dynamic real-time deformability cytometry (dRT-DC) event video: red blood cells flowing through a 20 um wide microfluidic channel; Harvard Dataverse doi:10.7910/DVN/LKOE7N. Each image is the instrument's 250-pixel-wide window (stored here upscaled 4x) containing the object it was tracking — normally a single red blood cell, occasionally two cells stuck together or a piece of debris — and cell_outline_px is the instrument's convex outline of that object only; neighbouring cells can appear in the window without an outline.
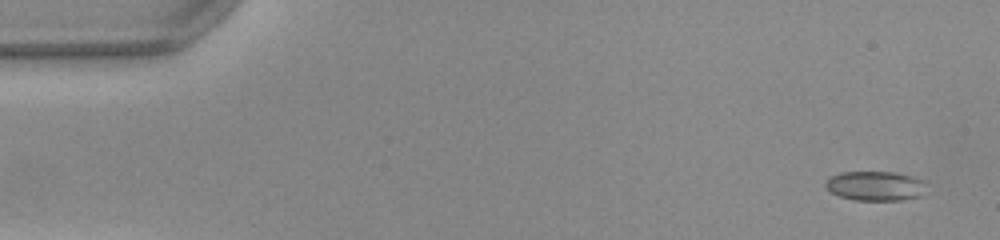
{"species": "common noctule bat (a hibernating species)", "species_latin": "Nyctalus noctula", "temperature_condition": "warm", "stored_images_in_passage": 51, "camera_frame_rate_fps": 3000, "um_per_image_px": 0.085, "animal": {"sex": "female", "body_mass_g": 22.0, "forearm_length_mm": 56.7}, "frame": {"image": 1, "passage_image": 3, "time_ms": 0.667, "image_size_px": [1000, 240], "cell_outline_px": [[924, 180], [920, 196], [900, 200], [852, 200], [840, 196], [824, 188], [824, 184], [832, 176], [840, 172], [896, 172], [912, 176]], "centroid_in_image_um": [74.35, 15.8], "position_along_channel_um": 10.6, "area_um2": 17.17}}
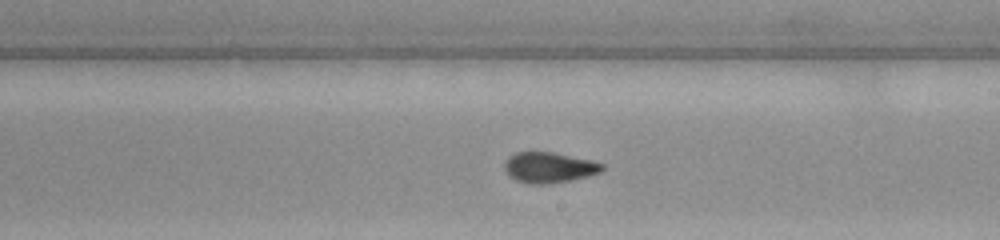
{"frame": {"image": 2, "passage_image": 30, "time_ms": 9.667, "image_size_px": [1000, 240], "cell_outline_px": [[604, 168], [600, 172], [588, 176], [572, 180], [548, 184], [528, 184], [516, 180], [508, 176], [504, 168], [504, 164], [508, 156], [516, 152], [552, 152], [592, 160], [604, 164]], "centroid_in_image_um": [46.65, 14.24], "position_along_channel_um": 242.3, "area_um2": 17.57}}
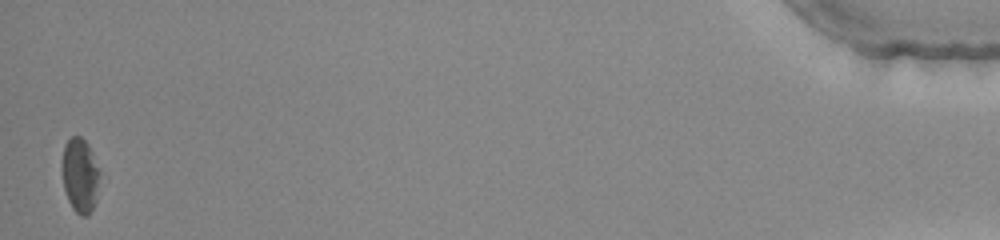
{"frame": {"image": 3, "passage_image": 51, "time_ms": 16.667, "image_size_px": [1000, 240], "cell_outline_px": [[100, 172], [96, 200], [88, 216], [80, 216], [72, 208], [68, 200], [64, 188], [64, 144], [72, 136], [80, 136], [88, 144], [92, 152]], "centroid_in_image_um": [6.84, 14.92], "position_along_channel_um": 428.4, "area_um2": 15.95}, "authors_computed_cell_mechanics": {"area_um2": 17.4556, "velocity_mm_per_s": 4.0132, "shape_relaxation_time_tau1_ms": 11.0661, "shape_relaxation_time_tau2_ms": 1.5853, "deformation_change_tau1": 0.2182, "deformation_change_tau2": 0.0586}}